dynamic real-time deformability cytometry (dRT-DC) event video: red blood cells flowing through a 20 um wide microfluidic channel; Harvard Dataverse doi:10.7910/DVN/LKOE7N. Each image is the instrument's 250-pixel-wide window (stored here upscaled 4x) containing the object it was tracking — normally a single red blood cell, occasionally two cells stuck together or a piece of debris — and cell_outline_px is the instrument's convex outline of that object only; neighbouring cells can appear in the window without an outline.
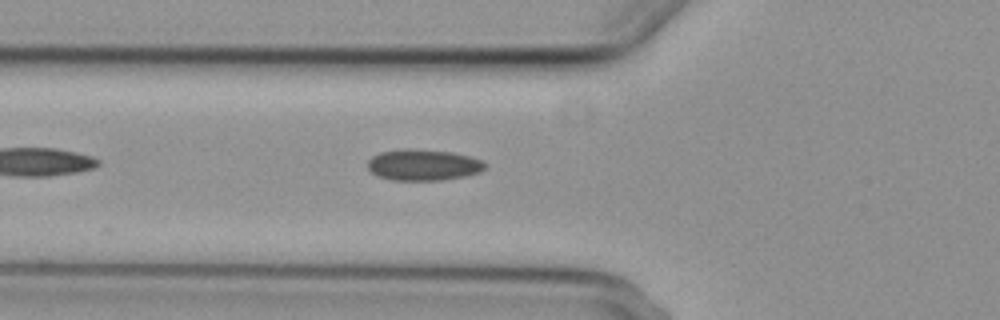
{"species": "common noctule bat (a hibernating species)", "species_latin": "Nyctalus noctula", "temperature_condition": "cold", "stored_images_in_passage": 5, "camera_frame_rate_fps": 3000, "um_per_image_px": 0.085, "animal": {"sex": "female", "body_mass_g": 29.2, "forearm_length_mm": 56.3}, "frame": {"image": 1, "passage_image": 5, "time_ms": 6.333, "image_size_px": [1000, 320], "cell_outline_px": [[484, 168], [480, 172], [464, 176], [440, 180], [392, 180], [376, 176], [368, 168], [368, 160], [372, 156], [380, 152], [452, 152], [468, 156], [480, 160], [484, 164]], "centroid_in_image_um": [35.97, 14.08], "position_along_channel_um": 89.8, "area_um2": 20.11}}